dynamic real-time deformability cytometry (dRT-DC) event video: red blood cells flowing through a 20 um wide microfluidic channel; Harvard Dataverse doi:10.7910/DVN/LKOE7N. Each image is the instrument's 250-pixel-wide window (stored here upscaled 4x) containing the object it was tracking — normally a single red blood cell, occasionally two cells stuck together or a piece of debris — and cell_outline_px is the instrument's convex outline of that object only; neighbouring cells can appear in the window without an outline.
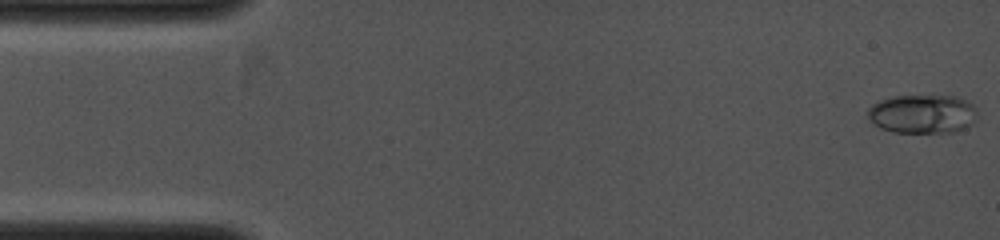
{"species": "common noctule bat (a hibernating species)", "species_latin": "Nyctalus noctula", "temperature_condition": "cold", "stored_images_in_passage": 17, "camera_frame_rate_fps": 4000, "um_per_image_px": 0.085, "animal": {"sex": "female", "body_mass_g": 19.0, "forearm_length_mm": 53.3}, "frame": {"image": 1, "passage_image": 1, "time_ms": 0.0, "image_size_px": [1000, 240], "cell_outline_px": [[976, 112], [972, 124], [964, 128], [952, 132], [892, 132], [880, 128], [872, 124], [868, 116], [868, 108], [872, 104], [880, 100], [892, 96], [952, 96], [964, 100], [972, 104], [976, 108]], "centroid_in_image_um": [78.36, 9.69], "position_along_channel_um": 6.6, "area_um2": 24.68}}
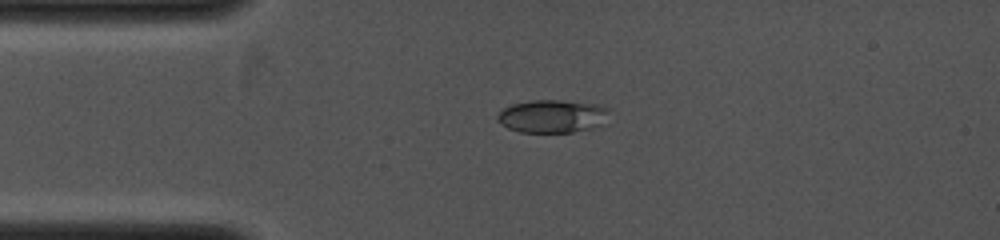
{"frame": {"image": 2, "passage_image": 10, "time_ms": 2.5, "image_size_px": [1000, 240], "cell_outline_px": [[608, 108], [596, 124], [592, 128], [572, 132], [520, 132], [508, 128], [500, 124], [496, 116], [504, 108], [512, 104], [532, 100], [560, 100], [600, 104]], "centroid_in_image_um": [46.83, 9.87], "position_along_channel_um": 38.2, "area_um2": 20.92}}
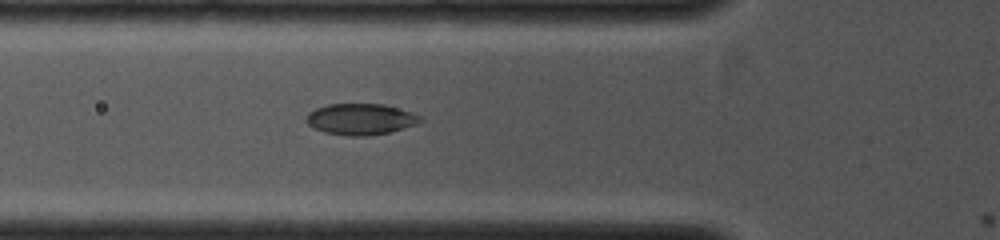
{"frame": {"image": 3, "passage_image": 16, "time_ms": 4.0, "image_size_px": [1000, 240], "cell_outline_px": [[424, 120], [416, 124], [392, 132], [368, 136], [348, 136], [324, 132], [308, 124], [304, 120], [308, 112], [316, 108], [328, 104], [384, 104], [412, 112], [420, 116]], "centroid_in_image_um": [30.66, 10.13], "position_along_channel_um": 95.1, "area_um2": 20.87}}